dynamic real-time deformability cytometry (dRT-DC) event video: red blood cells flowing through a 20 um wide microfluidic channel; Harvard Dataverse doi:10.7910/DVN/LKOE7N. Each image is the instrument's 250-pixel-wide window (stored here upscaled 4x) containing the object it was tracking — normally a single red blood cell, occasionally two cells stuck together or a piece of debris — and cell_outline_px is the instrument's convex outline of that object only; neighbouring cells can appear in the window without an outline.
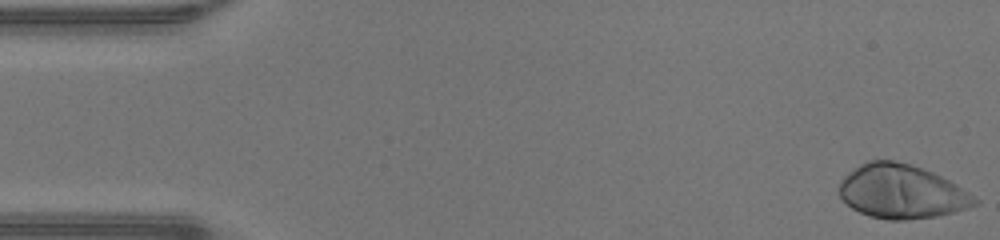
{"species": "human", "species_latin": "Homo sapiens", "temperature_condition": "warm", "stored_images_in_passage": 47, "camera_frame_rate_fps": 3000, "um_per_image_px": 0.085, "donor": {"sex": "male"}, "frame": {"image": 1, "passage_image": 1, "time_ms": 0.0, "image_size_px": [1000, 240], "cell_outline_px": [[980, 204], [968, 208], [936, 216], [904, 220], [888, 220], [868, 216], [852, 208], [840, 196], [840, 180], [848, 172], [860, 164], [868, 160], [892, 160], [908, 164], [932, 172], [956, 184], [980, 200]], "centroid_in_image_um": [76.64, 16.29], "position_along_channel_um": 8.4, "area_um2": 42.37}}
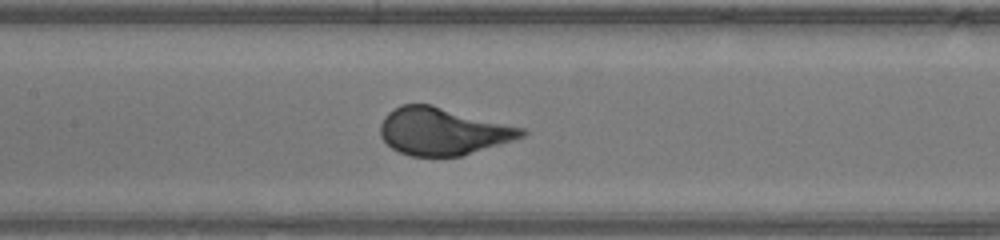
{"frame": {"image": 2, "passage_image": 22, "time_ms": 7.0, "image_size_px": [1000, 240], "cell_outline_px": [[528, 132], [524, 136], [512, 140], [460, 156], [408, 156], [392, 148], [380, 136], [380, 124], [384, 116], [388, 112], [400, 104], [432, 104], [524, 128]], "centroid_in_image_um": [37.6, 11.15], "position_along_channel_um": 169.8, "area_um2": 38.9}}
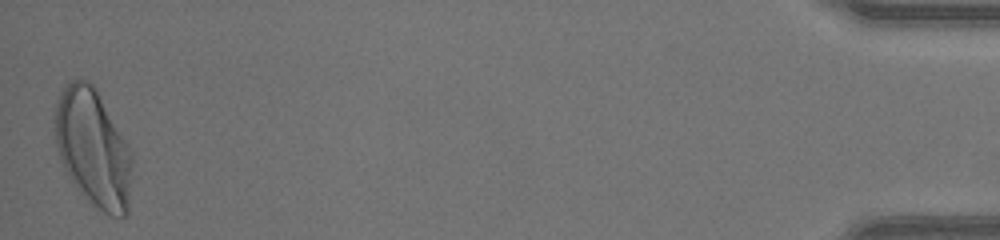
{"frame": {"image": 3, "passage_image": 47, "time_ms": 15.333, "image_size_px": [1000, 240], "cell_outline_px": [[132, 164], [128, 212], [124, 216], [112, 216], [104, 212], [92, 204], [72, 184], [60, 160], [56, 144], [56, 104], [64, 84], [72, 80], [88, 80], [96, 88], [132, 152]], "centroid_in_image_um": [7.92, 12.6], "position_along_channel_um": 427.3, "area_um2": 52.6}, "authors_computed_cell_mechanics": {"area_um2": 39.9976, "velocity_mm_per_s": 4.3182, "shape_relaxation_time_tau1_ms": 1.9557, "shape_relaxation_time_tau2_ms": null, "deformation_change_tau1": 0.1838, "deformation_change_tau2": null}}